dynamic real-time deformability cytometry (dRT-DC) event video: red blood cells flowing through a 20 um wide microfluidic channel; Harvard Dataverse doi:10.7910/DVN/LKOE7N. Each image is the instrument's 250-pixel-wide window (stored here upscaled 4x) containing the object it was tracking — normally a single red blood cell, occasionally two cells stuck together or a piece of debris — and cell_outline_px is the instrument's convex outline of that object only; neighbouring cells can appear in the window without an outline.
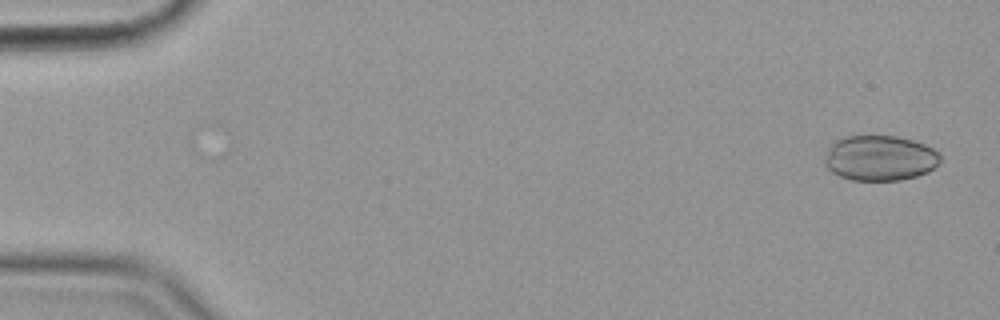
{"species": "common noctule bat (a hibernating species)", "species_latin": "Nyctalus noctula", "temperature_condition": "cold", "stored_images_in_passage": 56, "camera_frame_rate_fps": 3000, "um_per_image_px": 0.085, "animal": {"sex": "female", "body_mass_g": 19.9}, "frame": {"image": 1, "passage_image": 2, "time_ms": 0.333, "image_size_px": [1000, 320], "cell_outline_px": [[940, 160], [928, 172], [916, 176], [900, 180], [852, 180], [840, 176], [832, 172], [824, 164], [824, 160], [828, 148], [836, 140], [844, 136], [896, 136], [912, 140], [924, 144], [932, 148], [940, 156]], "centroid_in_image_um": [74.76, 13.43], "position_along_channel_um": 10.2, "area_um2": 30.35}}
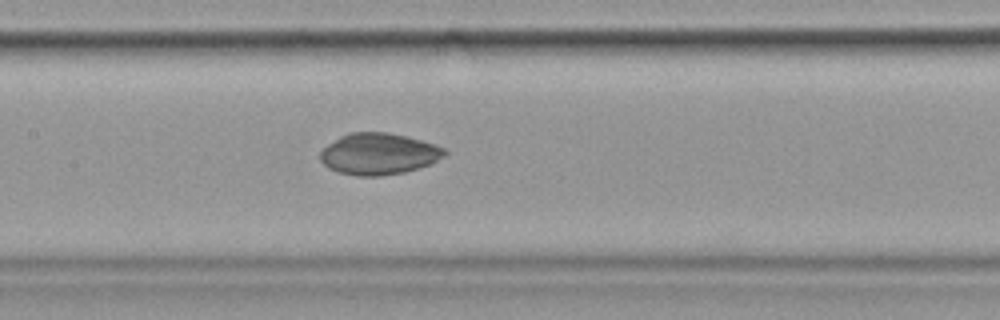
{"frame": {"image": 2, "passage_image": 27, "time_ms": 8.667, "image_size_px": [1000, 320], "cell_outline_px": [[448, 152], [444, 156], [432, 164], [404, 172], [380, 176], [356, 176], [340, 172], [328, 168], [320, 160], [320, 152], [328, 144], [340, 136], [348, 132], [388, 132], [408, 136], [444, 148]], "centroid_in_image_um": [32.19, 13.08], "position_along_channel_um": 175.2, "area_um2": 30.11}}
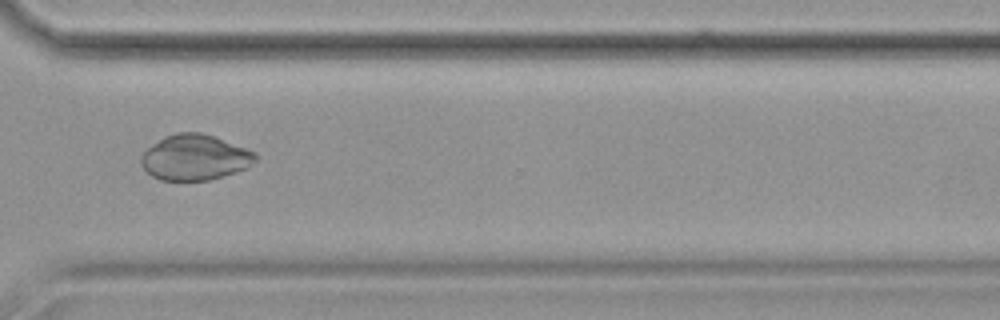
{"frame": {"image": 3, "passage_image": 42, "time_ms": 13.667, "image_size_px": [1000, 320], "cell_outline_px": [[256, 160], [248, 168], [236, 172], [208, 180], [160, 180], [152, 176], [140, 164], [140, 156], [148, 148], [164, 136], [176, 132], [200, 132], [212, 136], [256, 152]], "centroid_in_image_um": [16.55, 13.38], "position_along_channel_um": 354.1, "area_um2": 30.17}}